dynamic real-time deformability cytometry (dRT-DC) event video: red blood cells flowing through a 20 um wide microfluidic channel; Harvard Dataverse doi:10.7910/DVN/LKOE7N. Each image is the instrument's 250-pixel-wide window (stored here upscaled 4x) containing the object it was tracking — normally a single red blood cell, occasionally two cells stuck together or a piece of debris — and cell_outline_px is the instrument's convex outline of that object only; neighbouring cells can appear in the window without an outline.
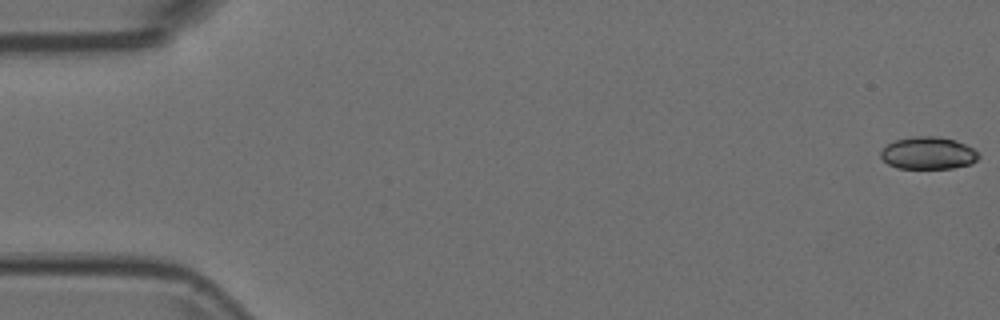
{"species": "Egyptian fruit bat (a non-hibernating species)", "species_latin": "Rousettus aegyptiacus", "temperature_condition": "room temperature", "stored_images_in_passage": 8, "camera_frame_rate_fps": 3000, "um_per_image_px": 0.085, "animal": {"sex": "female"}, "frame": {"image": 1, "passage_image": 1, "time_ms": 0.0, "image_size_px": [1000, 320], "cell_outline_px": [[980, 156], [972, 164], [952, 168], [896, 168], [888, 164], [880, 156], [880, 152], [888, 144], [896, 140], [912, 136], [936, 136], [956, 140], [980, 152]], "centroid_in_image_um": [78.92, 13.01], "position_along_channel_um": 6.1, "area_um2": 18.5}}